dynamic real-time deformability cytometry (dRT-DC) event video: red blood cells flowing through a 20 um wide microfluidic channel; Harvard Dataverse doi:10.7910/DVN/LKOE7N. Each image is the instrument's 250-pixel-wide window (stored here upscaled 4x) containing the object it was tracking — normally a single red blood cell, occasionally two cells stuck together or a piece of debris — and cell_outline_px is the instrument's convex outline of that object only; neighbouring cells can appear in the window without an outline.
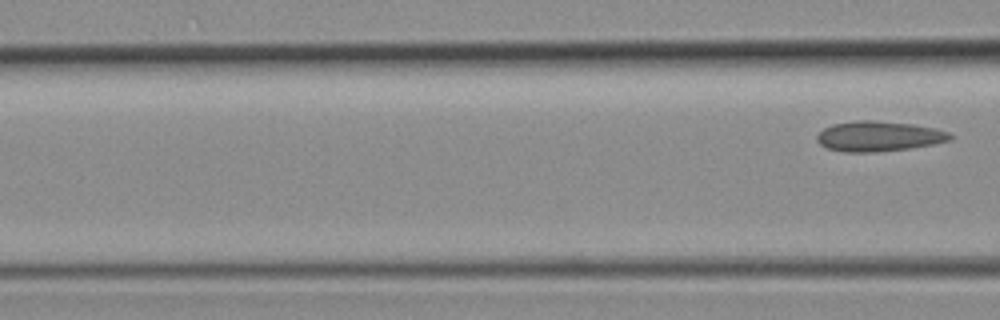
{"species": "common noctule bat (a hibernating species)", "species_latin": "Nyctalus noctula", "temperature_condition": "room temperature", "stored_images_in_passage": 4, "segment_of_instrument_passage": [2, 2], "camera_frame_rate_fps": 3000, "um_per_image_px": 0.085, "animal": {"sex": "female", "body_mass_g": 19.3, "forearm_length_mm": 54.1}, "frame": {"image": 1, "passage_image": 4, "time_ms": 1.0, "image_size_px": [1000, 320], "cell_outline_px": [[952, 140], [932, 144], [908, 148], [876, 152], [844, 152], [828, 148], [820, 144], [816, 140], [816, 136], [824, 128], [832, 124], [856, 120], [872, 120], [912, 124], [932, 128], [948, 132], [952, 136]], "centroid_in_image_um": [74.65, 11.58], "position_along_channel_um": 91.9, "area_um2": 23.24}}